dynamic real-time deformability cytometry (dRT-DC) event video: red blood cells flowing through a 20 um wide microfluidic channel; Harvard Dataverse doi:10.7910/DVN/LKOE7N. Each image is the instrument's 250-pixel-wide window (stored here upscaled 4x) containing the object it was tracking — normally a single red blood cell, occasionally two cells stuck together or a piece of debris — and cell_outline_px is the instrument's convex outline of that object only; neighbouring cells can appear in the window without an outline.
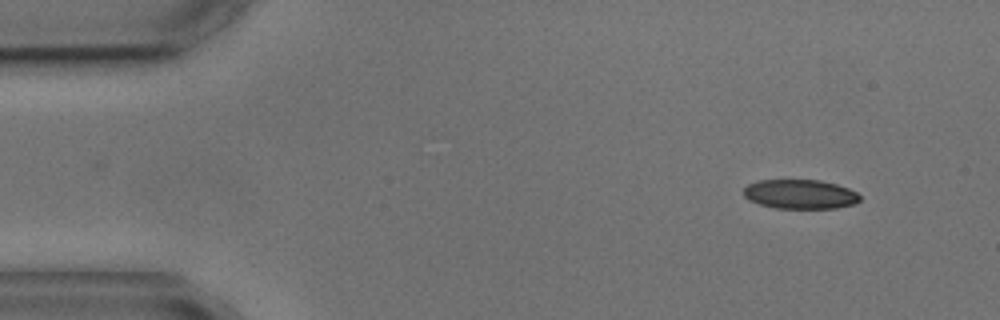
{"species": "common noctule bat (a hibernating species)", "species_latin": "Nyctalus noctula", "temperature_condition": "cold", "stored_images_in_passage": 6, "camera_frame_rate_fps": 3000, "um_per_image_px": 0.085, "animal": {"sex": "male", "body_mass_g": 17.9, "forearm_length_mm": 54.2}, "frame": {"image": 1, "passage_image": 1, "time_ms": 0.0, "image_size_px": [1000, 320], "cell_outline_px": [[860, 200], [856, 204], [836, 208], [776, 208], [760, 204], [748, 200], [744, 196], [744, 188], [748, 184], [756, 180], [820, 180], [836, 184], [848, 188], [856, 192], [860, 196]], "centroid_in_image_um": [68.01, 16.5], "position_along_channel_um": 17.0, "area_um2": 19.94}}
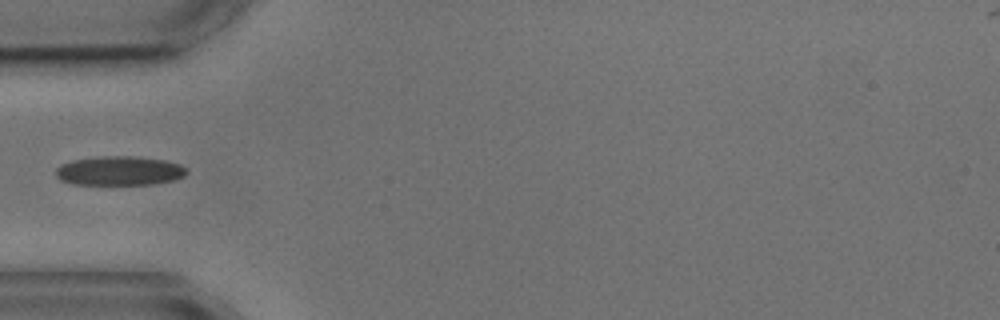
{"frame": {"image": 2, "passage_image": 4, "time_ms": 4.0, "image_size_px": [1000, 320], "cell_outline_px": [[188, 172], [184, 176], [172, 180], [152, 184], [72, 184], [60, 180], [56, 176], [56, 168], [60, 164], [72, 160], [100, 156], [132, 156], [164, 160], [180, 164]], "centroid_in_image_um": [10.11, 14.51], "position_along_channel_um": 74.9, "area_um2": 22.2}}